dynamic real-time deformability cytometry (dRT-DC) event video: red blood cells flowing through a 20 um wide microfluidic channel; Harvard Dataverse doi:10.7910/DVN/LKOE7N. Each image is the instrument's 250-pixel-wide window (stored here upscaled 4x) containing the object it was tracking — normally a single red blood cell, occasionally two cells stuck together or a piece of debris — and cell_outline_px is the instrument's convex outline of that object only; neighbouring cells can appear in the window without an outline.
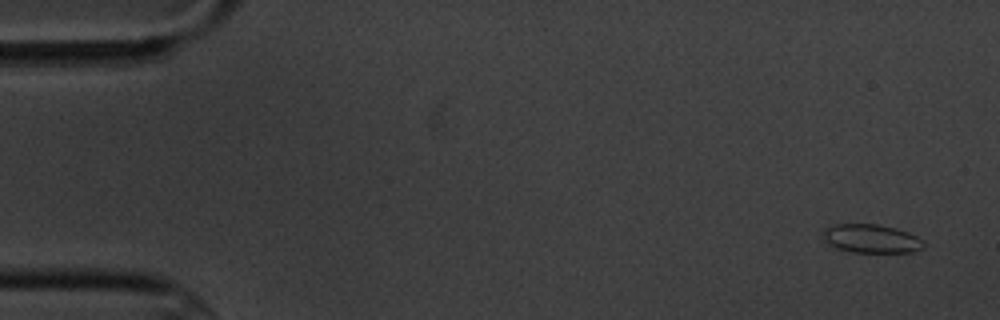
{"species": "common noctule bat (a hibernating species)", "species_latin": "Nyctalus noctula", "temperature_condition": "cold", "stored_images_in_passage": 5, "camera_frame_rate_fps": 3000, "um_per_image_px": 0.085, "animal": {"sex": "male", "body_mass_g": 20.1, "forearm_length_mm": 53.5}, "frame": {"image": 1, "passage_image": 1, "time_ms": 0.0, "image_size_px": [1000, 320], "cell_outline_px": [[924, 248], [912, 252], [852, 252], [836, 248], [828, 244], [820, 236], [824, 228], [836, 224], [876, 224], [908, 232], [924, 240]], "centroid_in_image_um": [74.02, 20.29], "position_along_channel_um": 11.0, "area_um2": 16.88}}
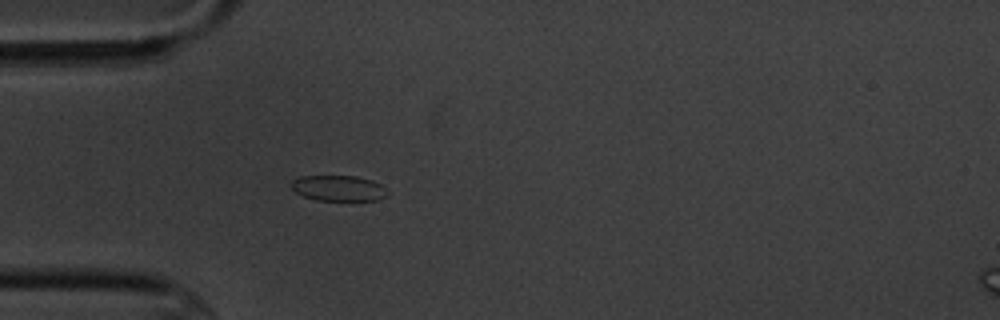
{"frame": {"image": 2, "passage_image": 5, "time_ms": 4.667, "image_size_px": [1000, 320], "cell_outline_px": [[388, 196], [376, 200], [316, 200], [304, 196], [296, 192], [292, 188], [292, 180], [300, 176], [356, 176], [372, 180], [380, 184], [388, 192]], "centroid_in_image_um": [28.79, 15.99], "position_along_channel_um": 56.2, "area_um2": 14.28}}